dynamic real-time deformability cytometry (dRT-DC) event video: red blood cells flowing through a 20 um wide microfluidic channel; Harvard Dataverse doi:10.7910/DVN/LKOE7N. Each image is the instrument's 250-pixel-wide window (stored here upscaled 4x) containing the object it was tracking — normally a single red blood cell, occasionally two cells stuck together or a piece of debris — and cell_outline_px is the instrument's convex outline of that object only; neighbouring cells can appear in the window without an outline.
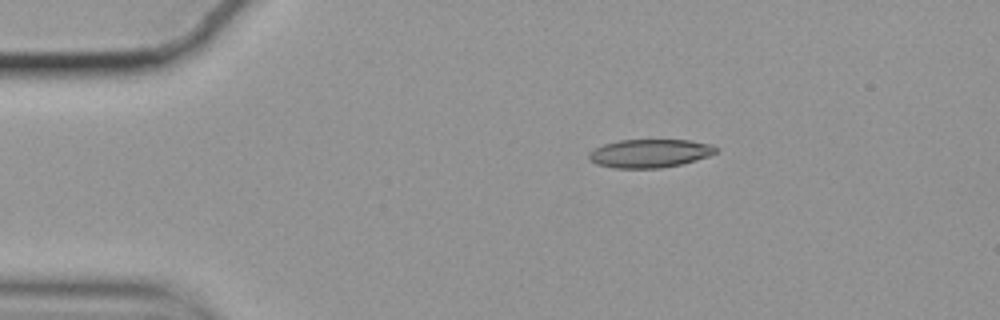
{"species": "common noctule bat (a hibernating species)", "species_latin": "Nyctalus noctula", "temperature_condition": "cold", "stored_images_in_passage": 47, "camera_frame_rate_fps": 3000, "um_per_image_px": 0.085, "animal": {"sex": "female", "body_mass_g": 19.9}, "frame": {"image": 1, "passage_image": 1, "time_ms": 0.0, "image_size_px": [1000, 320], "cell_outline_px": [[716, 152], [708, 156], [696, 160], [680, 164], [660, 168], [612, 168], [596, 164], [588, 156], [588, 152], [604, 144], [620, 140], [688, 140], [712, 144], [716, 148]], "centroid_in_image_um": [55.21, 13.03], "position_along_channel_um": 29.8, "area_um2": 20.87}}
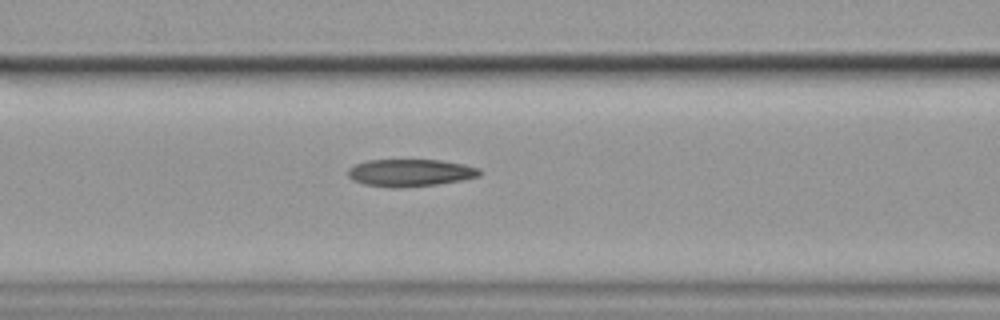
{"frame": {"image": 2, "passage_image": 14, "time_ms": 4.333, "image_size_px": [1000, 320], "cell_outline_px": [[480, 176], [464, 180], [436, 184], [400, 188], [392, 188], [364, 184], [352, 180], [348, 176], [348, 168], [356, 164], [368, 160], [440, 160], [464, 164], [480, 168]], "centroid_in_image_um": [34.87, 14.69], "position_along_channel_um": 131.7, "area_um2": 21.04}}
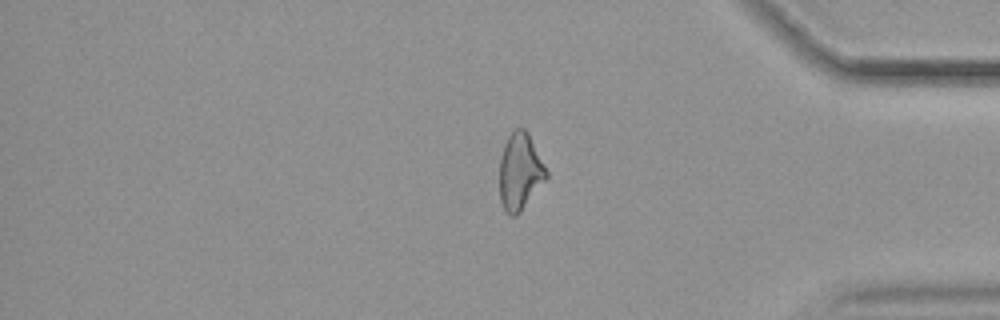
{"frame": {"image": 3, "passage_image": 38, "time_ms": 12.333, "image_size_px": [1000, 320], "cell_outline_px": [[548, 176], [520, 212], [516, 216], [508, 216], [504, 212], [500, 200], [500, 160], [504, 144], [508, 136], [516, 128], [524, 128], [528, 132], [548, 172]], "centroid_in_image_um": [44.18, 14.61], "position_along_channel_um": 391.0, "area_um2": 20.87}, "authors_computed_cell_mechanics": {"area_um2": 21.0392, "velocity_mm_per_s": 3.5257, "shape_relaxation_time_tau1_ms": null, "shape_relaxation_time_tau2_ms": 5.5089, "deformation_change_tau1": null, "deformation_change_tau2": 0.1656}}